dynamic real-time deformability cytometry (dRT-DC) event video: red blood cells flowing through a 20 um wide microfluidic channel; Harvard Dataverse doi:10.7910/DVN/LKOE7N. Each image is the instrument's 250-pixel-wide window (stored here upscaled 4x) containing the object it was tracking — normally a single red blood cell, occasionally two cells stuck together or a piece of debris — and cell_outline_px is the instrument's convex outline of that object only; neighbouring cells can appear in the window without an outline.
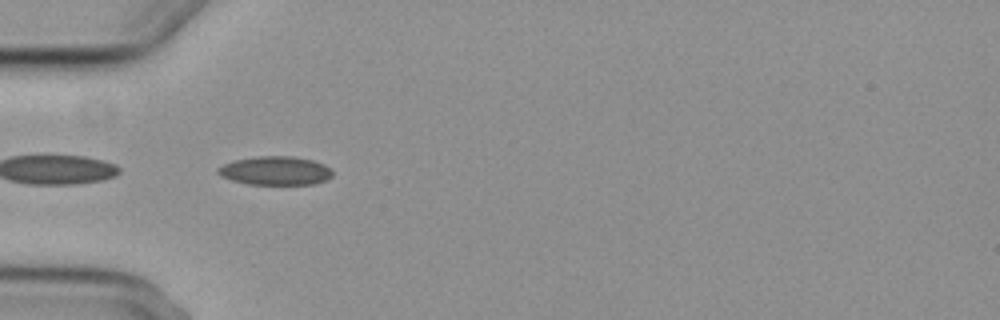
{"species": "common noctule bat (a hibernating species)", "species_latin": "Nyctalus noctula", "temperature_condition": "cold", "stored_images_in_passage": 5, "camera_frame_rate_fps": 3000, "um_per_image_px": 0.085, "animal": {"sex": "female", "body_mass_g": 29.2, "forearm_length_mm": 56.3}, "frame": {"image": 1, "passage_image": 4, "time_ms": 5.0, "image_size_px": [1000, 320], "cell_outline_px": [[332, 176], [324, 180], [312, 184], [248, 184], [232, 180], [220, 176], [216, 172], [216, 168], [232, 160], [256, 156], [292, 156], [312, 160], [324, 164], [332, 172]], "centroid_in_image_um": [23.34, 14.5], "position_along_channel_um": 61.7, "area_um2": 19.13}}